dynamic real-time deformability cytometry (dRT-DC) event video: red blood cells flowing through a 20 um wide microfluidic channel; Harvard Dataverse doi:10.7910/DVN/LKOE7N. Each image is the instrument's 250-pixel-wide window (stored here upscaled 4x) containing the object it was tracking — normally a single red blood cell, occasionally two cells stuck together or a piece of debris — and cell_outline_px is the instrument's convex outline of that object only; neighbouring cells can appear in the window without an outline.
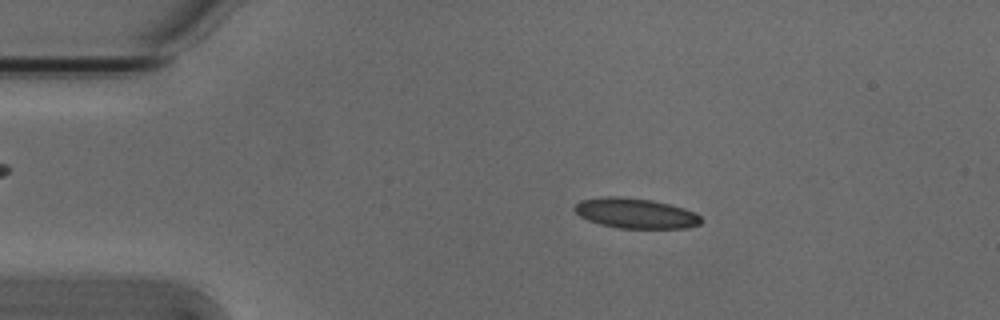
{"species": "Egyptian fruit bat (a non-hibernating species)", "species_latin": "Rousettus aegyptiacus", "temperature_condition": "cold", "stored_images_in_passage": 2, "camera_frame_rate_fps": 3000, "um_per_image_px": 0.085, "animal": {"sex": "male"}, "frame": {"image": 1, "passage_image": 1, "time_ms": 0.0, "image_size_px": [1000, 320], "cell_outline_px": [[704, 220], [700, 224], [688, 228], [620, 228], [600, 224], [588, 220], [580, 216], [572, 208], [580, 200], [604, 196], [620, 196], [652, 200], [684, 208], [700, 216]], "centroid_in_image_um": [54.01, 18.12], "position_along_channel_um": 31.0, "area_um2": 22.25}}